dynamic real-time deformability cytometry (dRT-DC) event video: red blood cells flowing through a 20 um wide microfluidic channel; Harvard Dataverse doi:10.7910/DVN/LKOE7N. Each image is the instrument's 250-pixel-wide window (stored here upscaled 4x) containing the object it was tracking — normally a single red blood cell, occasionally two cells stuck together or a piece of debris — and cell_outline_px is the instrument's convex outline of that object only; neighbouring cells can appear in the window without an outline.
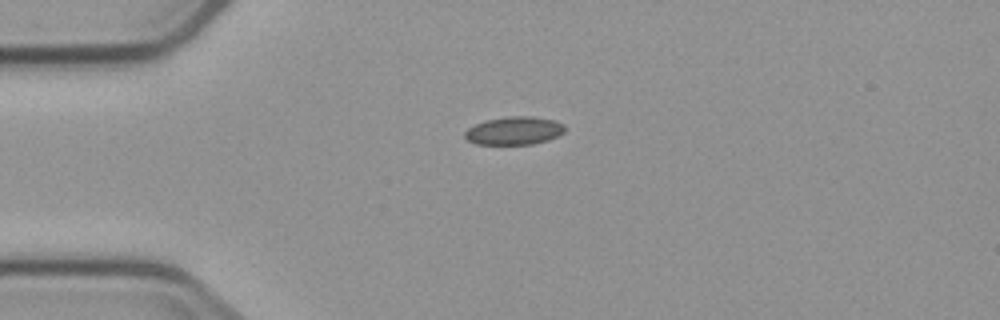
{"species": "common noctule bat (a hibernating species)", "species_latin": "Nyctalus noctula", "temperature_condition": "cold", "stored_images_in_passage": 9, "camera_frame_rate_fps": 3000, "um_per_image_px": 0.085, "animal": {"sex": "male", "body_mass_g": 23.1, "forearm_length_mm": 52.7}, "frame": {"image": 1, "passage_image": 1, "time_ms": 0.0, "image_size_px": [1000, 320], "cell_outline_px": [[564, 132], [548, 140], [532, 144], [476, 144], [468, 140], [464, 136], [464, 132], [468, 128], [484, 120], [512, 116], [532, 116], [552, 120], [564, 124]], "centroid_in_image_um": [43.68, 11.11], "position_along_channel_um": 41.3, "area_um2": 16.24}}
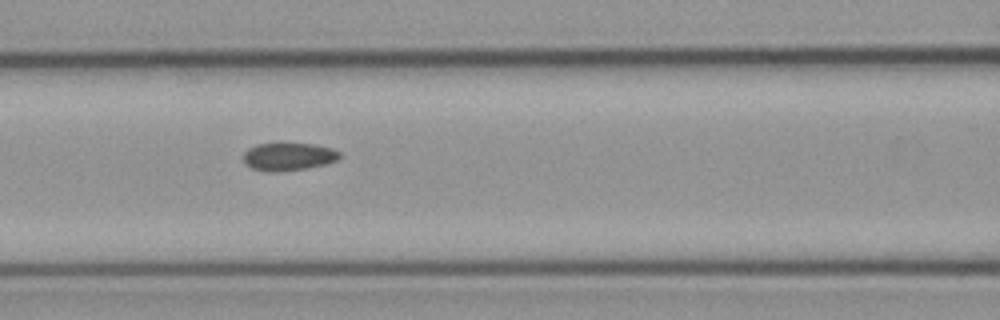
{"frame": {"image": 2, "passage_image": 8, "time_ms": 3.333, "image_size_px": [1000, 320], "cell_outline_px": [[340, 156], [336, 160], [328, 164], [308, 168], [276, 172], [268, 172], [252, 168], [244, 164], [244, 152], [248, 148], [256, 144], [316, 144], [332, 148], [340, 152]], "centroid_in_image_um": [24.52, 13.32], "position_along_channel_um": 142.1, "area_um2": 15.66}}
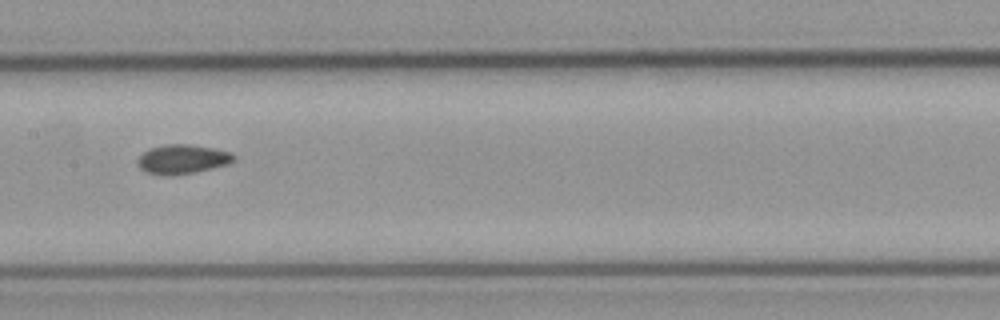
{"frame": {"image": 3, "passage_image": 9, "time_ms": 4.667, "image_size_px": [1000, 320], "cell_outline_px": [[236, 160], [228, 164], [192, 172], [172, 176], [164, 176], [148, 172], [140, 168], [136, 164], [136, 160], [148, 148], [164, 144], [188, 144], [216, 148], [232, 152], [236, 156]], "centroid_in_image_um": [15.5, 13.52], "position_along_channel_um": 191.9, "area_um2": 16.59}}